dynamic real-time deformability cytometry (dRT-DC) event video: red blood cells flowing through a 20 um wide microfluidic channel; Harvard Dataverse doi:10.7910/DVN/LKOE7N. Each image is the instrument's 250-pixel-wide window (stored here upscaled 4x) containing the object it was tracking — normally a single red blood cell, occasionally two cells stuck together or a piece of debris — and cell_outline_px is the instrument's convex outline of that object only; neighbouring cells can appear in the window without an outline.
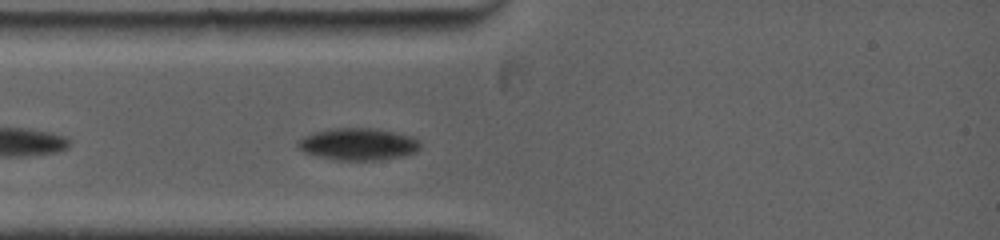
{"species": "common noctule bat (a hibernating species)", "species_latin": "Nyctalus noctula", "temperature_condition": "warm", "stored_images_in_passage": 34, "camera_frame_rate_fps": 5000, "um_per_image_px": 0.085, "animal": {"sex": "female", "body_mass_g": 19.0, "forearm_length_mm": 53.3}, "frame": {"image": 1, "passage_image": 5, "time_ms": 1.4, "image_size_px": [1000, 240], "cell_outline_px": [[420, 148], [416, 152], [400, 156], [376, 160], [336, 160], [304, 152], [296, 144], [304, 136], [312, 132], [328, 128], [376, 128], [412, 136], [420, 144]], "centroid_in_image_um": [30.43, 12.24], "position_along_channel_um": 54.6, "area_um2": 22.72}}
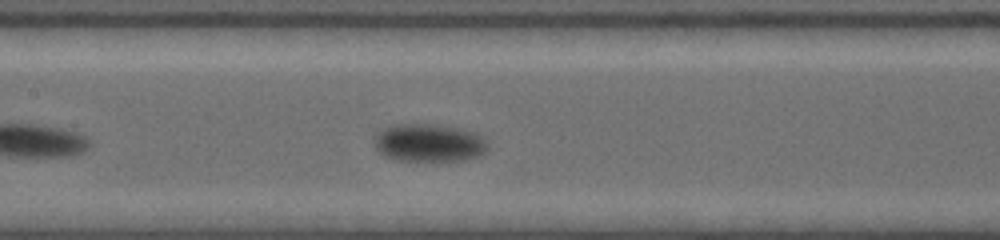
{"frame": {"image": 2, "passage_image": 15, "time_ms": 4.6, "image_size_px": [1000, 240], "cell_outline_px": [[488, 148], [484, 152], [476, 156], [464, 160], [436, 164], [396, 160], [384, 156], [376, 148], [376, 136], [388, 124], [428, 124], [456, 128], [476, 132], [488, 144]], "centroid_in_image_um": [36.46, 12.2], "position_along_channel_um": 170.9, "area_um2": 25.66}}
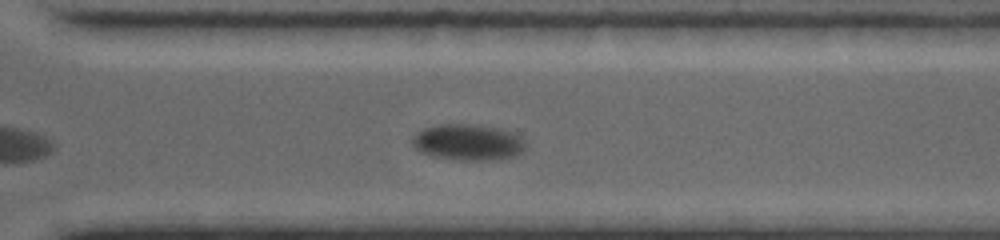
{"frame": {"image": 3, "passage_image": 28, "time_ms": 9.0, "image_size_px": [1000, 240], "cell_outline_px": [[524, 148], [516, 156], [492, 160], [460, 160], [432, 156], [420, 152], [412, 144], [412, 136], [416, 132], [424, 128], [440, 124], [476, 124], [500, 128], [512, 132], [520, 136], [524, 140]], "centroid_in_image_um": [39.76, 12.08], "position_along_channel_um": 330.8, "area_um2": 23.99}, "authors_computed_cell_mechanics": {"area_um2": 23.5535, "velocity_mm_per_s": 3.6402, "shape_relaxation_time_tau1_ms": 3.7205, "shape_relaxation_time_tau2_ms": null, "deformation_change_tau1": 0.1014, "deformation_change_tau2": null}}